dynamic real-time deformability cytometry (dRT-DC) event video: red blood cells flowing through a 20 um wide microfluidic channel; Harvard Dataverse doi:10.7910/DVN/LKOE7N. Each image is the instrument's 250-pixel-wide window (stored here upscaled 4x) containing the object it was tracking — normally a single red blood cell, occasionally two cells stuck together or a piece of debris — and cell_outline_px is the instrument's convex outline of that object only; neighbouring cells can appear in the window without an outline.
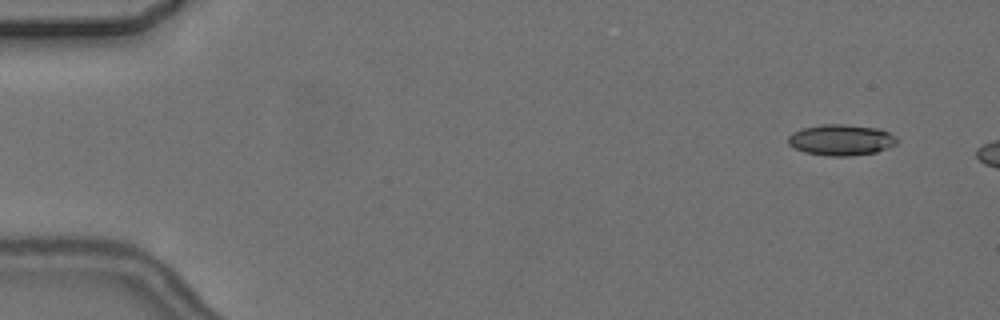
{"species": "common noctule bat (a hibernating species)", "species_latin": "Nyctalus noctula", "temperature_condition": "cold", "stored_images_in_passage": 2, "camera_frame_rate_fps": 3000, "um_per_image_px": 0.085, "animal": {"sex": "female", "body_mass_g": 24.6, "forearm_length_mm": 56.2}, "frame": {"image": 1, "passage_image": 1, "time_ms": 0.0, "image_size_px": [1000, 320], "cell_outline_px": [[900, 140], [896, 144], [888, 148], [876, 152], [848, 156], [828, 156], [804, 152], [788, 144], [788, 136], [792, 132], [800, 128], [820, 124], [844, 124], [880, 128], [896, 136]], "centroid_in_image_um": [71.5, 11.88], "position_along_channel_um": 13.5, "area_um2": 19.94}}